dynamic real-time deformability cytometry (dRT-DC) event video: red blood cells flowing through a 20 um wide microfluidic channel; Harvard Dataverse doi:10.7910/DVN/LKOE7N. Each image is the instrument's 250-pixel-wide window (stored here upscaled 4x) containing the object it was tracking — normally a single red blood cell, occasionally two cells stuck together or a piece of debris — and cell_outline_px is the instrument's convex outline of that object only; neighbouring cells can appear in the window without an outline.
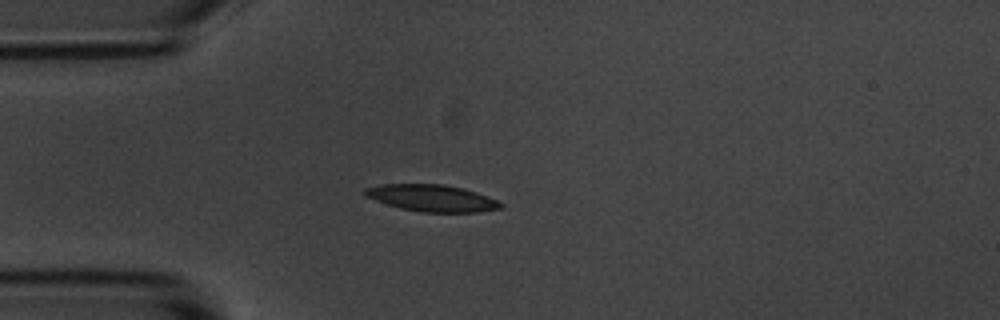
{"species": "common noctule bat (a hibernating species)", "species_latin": "Nyctalus noctula", "temperature_condition": "room temperature", "stored_images_in_passage": 4, "camera_frame_rate_fps": 3000, "um_per_image_px": 0.085, "animal": {"sex": "male", "body_mass_g": 20.1, "forearm_length_mm": 53.5}, "frame": {"image": 1, "passage_image": 4, "time_ms": 3.333, "image_size_px": [1000, 320], "cell_outline_px": [[504, 208], [476, 212], [420, 212], [400, 208], [364, 196], [364, 188], [380, 184], [444, 184], [464, 188], [476, 192], [496, 200], [504, 204]], "centroid_in_image_um": [36.71, 16.83], "position_along_channel_um": 48.3, "area_um2": 21.21}}